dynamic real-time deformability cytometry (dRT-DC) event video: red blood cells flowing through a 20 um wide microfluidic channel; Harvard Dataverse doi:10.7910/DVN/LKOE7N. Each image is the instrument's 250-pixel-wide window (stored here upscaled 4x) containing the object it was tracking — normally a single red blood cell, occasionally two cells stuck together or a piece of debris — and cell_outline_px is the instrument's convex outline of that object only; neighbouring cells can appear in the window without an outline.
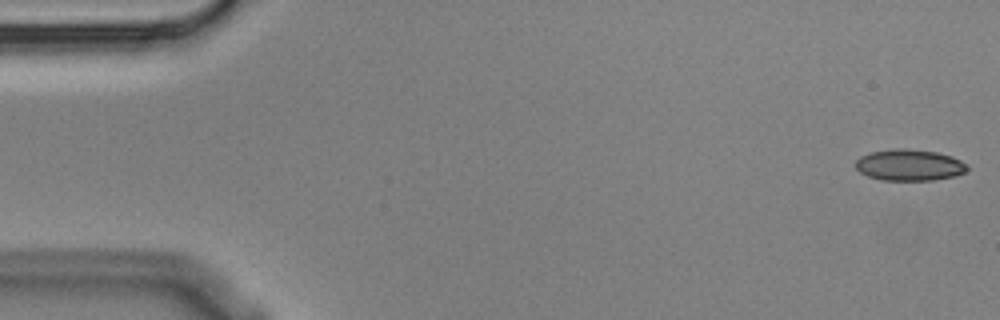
{"species": "Egyptian fruit bat (a non-hibernating species)", "species_latin": "Rousettus aegyptiacus", "temperature_condition": "cold", "stored_images_in_passage": 6, "camera_frame_rate_fps": 3000, "um_per_image_px": 0.085, "animal": {"sex": "male"}, "frame": {"image": 1, "passage_image": 1, "time_ms": 0.0, "image_size_px": [1000, 320], "cell_outline_px": [[968, 168], [964, 172], [956, 176], [932, 180], [880, 180], [868, 176], [860, 172], [856, 168], [856, 160], [860, 156], [872, 152], [896, 148], [904, 148], [936, 152], [952, 156], [968, 164]], "centroid_in_image_um": [77.31, 14.03], "position_along_channel_um": 7.7, "area_um2": 20.4}}